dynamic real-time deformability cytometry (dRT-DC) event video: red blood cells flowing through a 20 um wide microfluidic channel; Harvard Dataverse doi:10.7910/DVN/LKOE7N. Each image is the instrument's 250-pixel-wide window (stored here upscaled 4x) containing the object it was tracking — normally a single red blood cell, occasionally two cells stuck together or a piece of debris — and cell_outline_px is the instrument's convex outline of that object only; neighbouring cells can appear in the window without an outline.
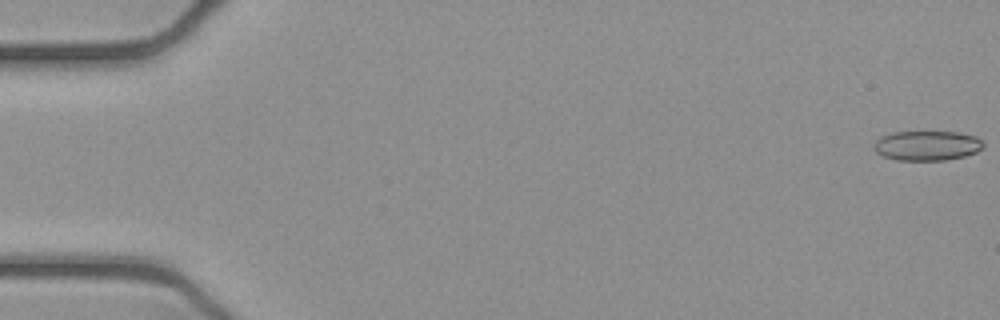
{"species": "common noctule bat (a hibernating species)", "species_latin": "Nyctalus noctula", "temperature_condition": "cold", "stored_images_in_passage": 53, "camera_frame_rate_fps": 3000, "um_per_image_px": 0.085, "animal": {"sex": "female", "body_mass_g": 21.9}, "frame": {"image": 1, "passage_image": 1, "time_ms": 0.0, "image_size_px": [1000, 320], "cell_outline_px": [[984, 148], [976, 152], [964, 156], [944, 160], [896, 160], [884, 156], [876, 152], [876, 140], [880, 136], [892, 132], [960, 132], [976, 136], [984, 144]], "centroid_in_image_um": [78.83, 12.37], "position_along_channel_um": 6.2, "area_um2": 18.9}}
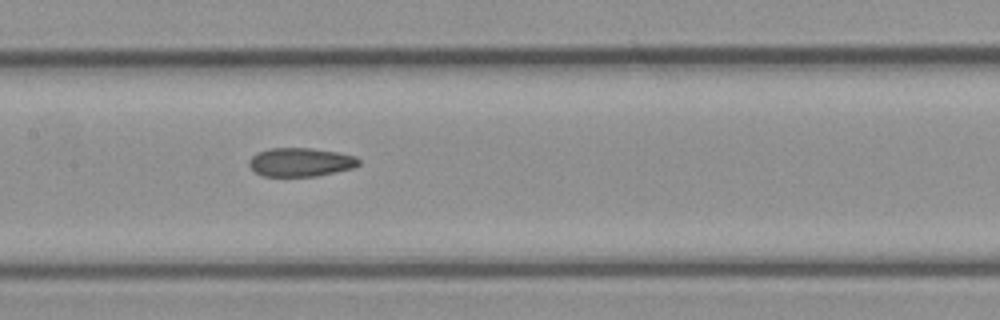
{"frame": {"image": 2, "passage_image": 26, "time_ms": 8.333, "image_size_px": [1000, 320], "cell_outline_px": [[360, 164], [356, 168], [316, 176], [264, 176], [256, 172], [248, 164], [248, 160], [256, 152], [268, 148], [312, 148], [336, 152], [356, 156], [360, 160]], "centroid_in_image_um": [25.56, 13.78], "position_along_channel_um": 181.8, "area_um2": 18.5}}
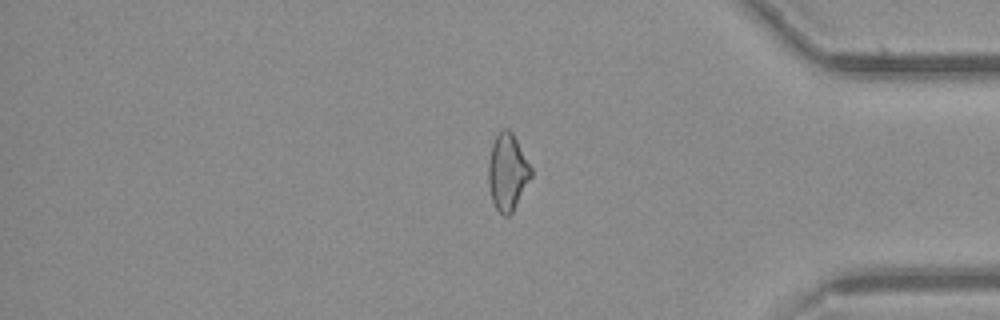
{"frame": {"image": 3, "passage_image": 44, "time_ms": 14.333, "image_size_px": [1000, 320], "cell_outline_px": [[532, 176], [512, 212], [508, 216], [504, 216], [496, 208], [492, 200], [488, 184], [488, 164], [492, 144], [496, 136], [504, 128], [508, 128], [512, 132], [532, 168]], "centroid_in_image_um": [43.13, 14.62], "position_along_channel_um": 392.1, "area_um2": 18.9}, "authors_computed_cell_mechanics": {"area_um2": 19.2474, "velocity_mm_per_s": 3.9212, "shape_relaxation_time_tau1_ms": null, "shape_relaxation_time_tau2_ms": 3.4951, "deformation_change_tau1": null, "deformation_change_tau2": 0.1078}}